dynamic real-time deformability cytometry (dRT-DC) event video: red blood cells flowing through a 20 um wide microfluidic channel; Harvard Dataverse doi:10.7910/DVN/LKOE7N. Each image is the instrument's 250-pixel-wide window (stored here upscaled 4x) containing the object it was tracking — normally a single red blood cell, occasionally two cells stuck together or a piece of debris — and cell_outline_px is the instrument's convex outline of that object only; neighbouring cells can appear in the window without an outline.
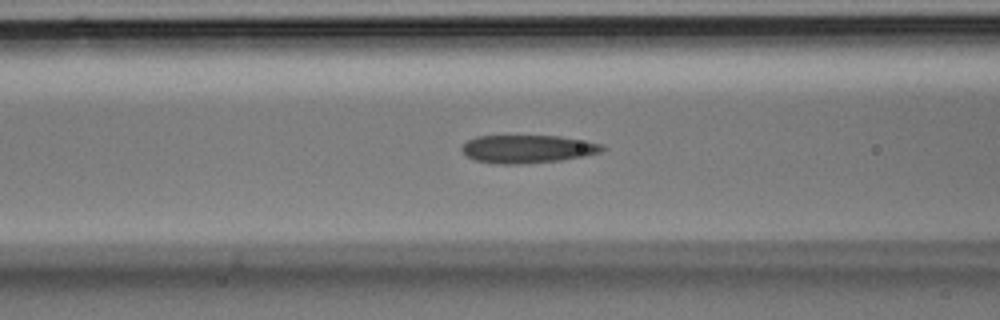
{"species": "Egyptian fruit bat (a non-hibernating species)", "species_latin": "Rousettus aegyptiacus", "temperature_condition": "room temperature", "stored_images_in_passage": 26, "camera_frame_rate_fps": 3000, "um_per_image_px": 0.085, "animal": {"sex": "male"}, "frame": {"image": 1, "passage_image": 8, "time_ms": 2.333, "image_size_px": [1000, 320], "cell_outline_px": [[604, 148], [600, 152], [584, 156], [560, 160], [516, 164], [504, 164], [476, 160], [468, 156], [460, 148], [468, 140], [476, 136], [560, 136], [604, 144]], "centroid_in_image_um": [44.86, 12.65], "position_along_channel_um": 121.7, "area_um2": 22.6}}
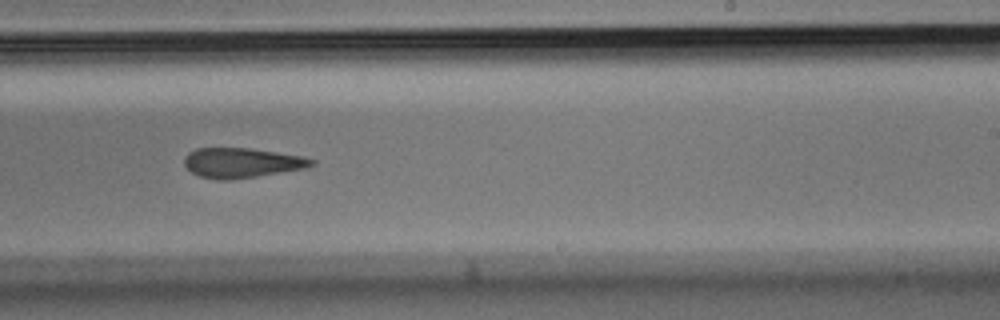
{"frame": {"image": 2, "passage_image": 16, "time_ms": 5.0, "image_size_px": [1000, 320], "cell_outline_px": [[316, 164], [308, 168], [256, 176], [228, 180], [220, 180], [200, 176], [192, 172], [184, 164], [184, 156], [188, 152], [196, 148], [252, 148], [304, 156], [316, 160]], "centroid_in_image_um": [20.59, 13.82], "position_along_channel_um": 268.4, "area_um2": 22.31}}
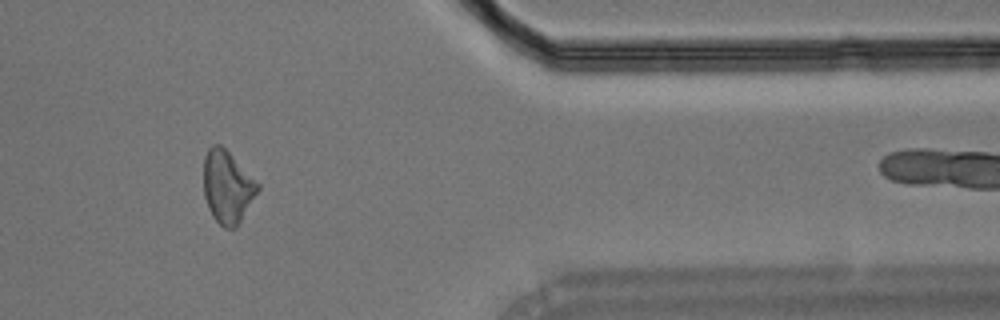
{"frame": {"image": 3, "passage_image": 24, "time_ms": 7.667, "image_size_px": [1000, 320], "cell_outline_px": [[260, 188], [236, 228], [224, 228], [212, 216], [208, 208], [204, 196], [204, 156], [208, 148], [212, 144], [220, 144], [260, 184]], "centroid_in_image_um": [19.31, 15.89], "position_along_channel_um": 392.1, "area_um2": 22.72}}